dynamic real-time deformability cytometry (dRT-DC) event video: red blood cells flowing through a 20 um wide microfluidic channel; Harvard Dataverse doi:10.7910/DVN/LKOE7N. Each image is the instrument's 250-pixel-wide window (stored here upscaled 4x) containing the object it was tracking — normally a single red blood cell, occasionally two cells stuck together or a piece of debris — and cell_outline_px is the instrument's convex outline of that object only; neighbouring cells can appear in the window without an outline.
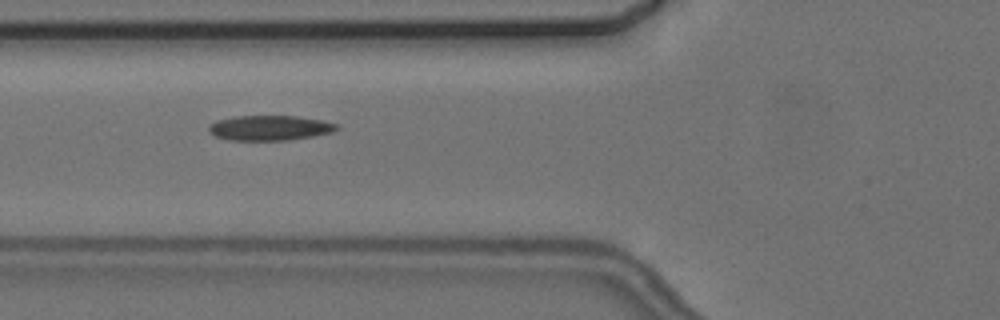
{"species": "common noctule bat (a hibernating species)", "species_latin": "Nyctalus noctula", "temperature_condition": "cold", "stored_images_in_passage": 6, "camera_frame_rate_fps": 3000, "um_per_image_px": 0.085, "animal": {"sex": "female", "body_mass_g": 24.6, "forearm_length_mm": 56.2}, "frame": {"image": 1, "passage_image": 3, "time_ms": 3.0, "image_size_px": [1000, 320], "cell_outline_px": [[340, 128], [332, 132], [312, 136], [288, 140], [232, 140], [216, 136], [208, 132], [208, 128], [216, 120], [236, 116], [296, 116], [320, 120], [340, 124]], "centroid_in_image_um": [22.95, 10.87], "position_along_channel_um": 102.8, "area_um2": 18.55}}
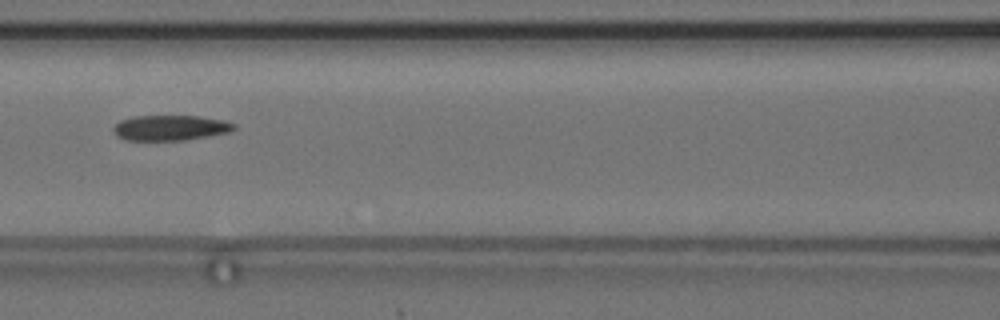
{"frame": {"image": 2, "passage_image": 4, "time_ms": 4.333, "image_size_px": [1000, 320], "cell_outline_px": [[236, 128], [228, 132], [208, 136], [184, 140], [124, 140], [116, 136], [112, 132], [112, 128], [120, 120], [132, 116], [196, 116], [224, 120], [236, 124]], "centroid_in_image_um": [14.43, 10.86], "position_along_channel_um": 152.2, "area_um2": 17.86}}